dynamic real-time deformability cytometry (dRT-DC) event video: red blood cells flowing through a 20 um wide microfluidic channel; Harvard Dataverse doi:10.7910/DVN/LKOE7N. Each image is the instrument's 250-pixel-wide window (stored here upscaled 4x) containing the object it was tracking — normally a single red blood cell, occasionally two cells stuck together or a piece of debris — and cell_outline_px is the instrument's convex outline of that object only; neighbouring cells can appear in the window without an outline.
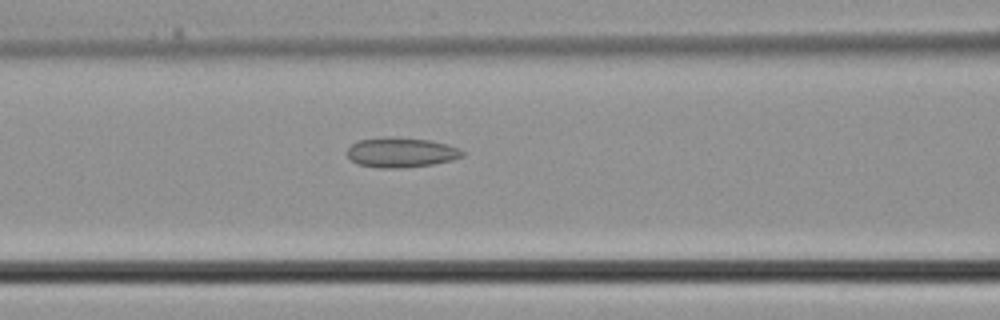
{"species": "common noctule bat (a hibernating species)", "species_latin": "Nyctalus noctula", "temperature_condition": "cold", "stored_images_in_passage": 23, "camera_frame_rate_fps": 3000, "um_per_image_px": 0.085, "animal": {"sex": "male", "body_mass_g": 21.5, "forearm_length_mm": 52.0}, "frame": {"image": 1, "passage_image": 4, "time_ms": 1.0, "image_size_px": [1000, 320], "cell_outline_px": [[464, 156], [452, 160], [432, 164], [404, 168], [380, 168], [356, 164], [348, 156], [348, 148], [352, 144], [360, 140], [428, 140], [448, 144], [460, 148], [464, 152]], "centroid_in_image_um": [34.15, 13.02], "position_along_channel_um": 132.4, "area_um2": 19.13}}
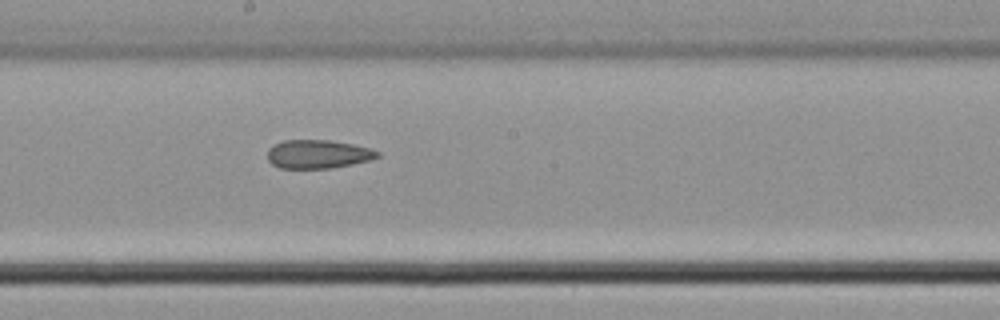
{"frame": {"image": 2, "passage_image": 9, "time_ms": 2.667, "image_size_px": [1000, 320], "cell_outline_px": [[380, 156], [368, 160], [352, 164], [332, 168], [280, 168], [272, 164], [268, 160], [268, 148], [284, 140], [328, 140], [352, 144], [372, 148], [380, 152]], "centroid_in_image_um": [27.04, 13.1], "position_along_channel_um": 221.2, "area_um2": 18.26}}
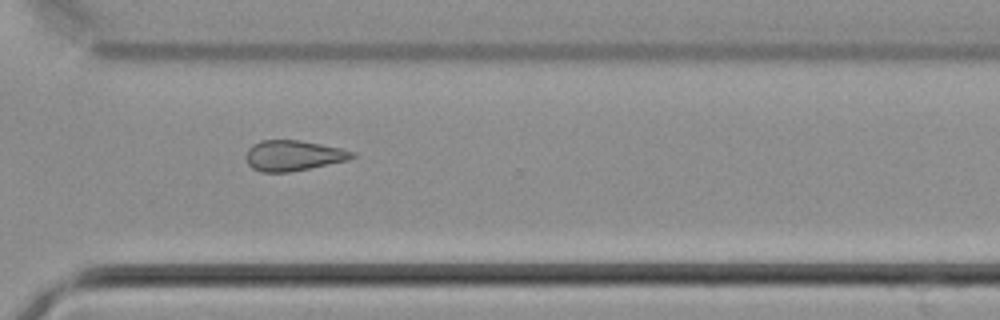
{"frame": {"image": 3, "passage_image": 16, "time_ms": 5.0, "image_size_px": [1000, 320], "cell_outline_px": [[356, 156], [348, 160], [288, 172], [260, 172], [252, 168], [248, 164], [244, 156], [248, 148], [252, 144], [260, 140], [300, 140], [340, 148], [356, 152]], "centroid_in_image_um": [24.89, 13.21], "position_along_channel_um": 345.7, "area_um2": 18.9}}